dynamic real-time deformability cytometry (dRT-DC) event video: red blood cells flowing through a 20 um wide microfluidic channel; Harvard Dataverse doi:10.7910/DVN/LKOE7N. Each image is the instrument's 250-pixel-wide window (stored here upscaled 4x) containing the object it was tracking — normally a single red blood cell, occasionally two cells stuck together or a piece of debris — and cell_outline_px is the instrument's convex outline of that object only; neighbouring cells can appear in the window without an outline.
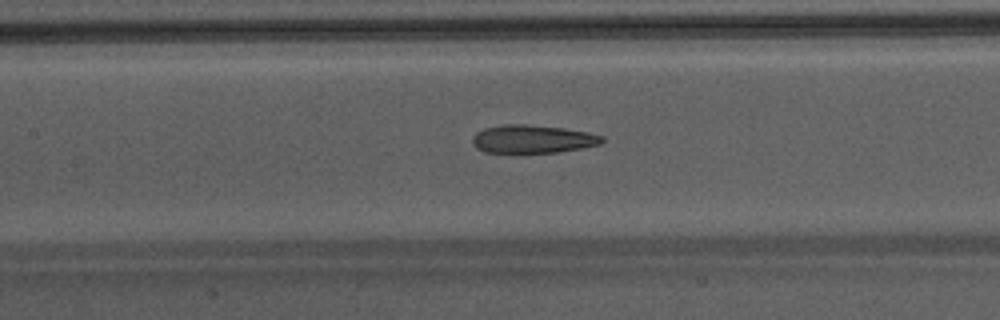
{"species": "Egyptian fruit bat (a non-hibernating species)", "species_latin": "Rousettus aegyptiacus", "temperature_condition": "warm", "stored_images_in_passage": 40, "camera_frame_rate_fps": 3000, "um_per_image_px": 0.085, "animal": {"sex": "male"}, "frame": {"image": 1, "passage_image": 16, "time_ms": 5.0, "image_size_px": [1000, 320], "cell_outline_px": [[604, 140], [600, 144], [584, 148], [560, 152], [484, 152], [476, 148], [472, 144], [472, 136], [476, 132], [484, 128], [504, 124], [524, 124], [564, 128], [588, 132], [604, 136]], "centroid_in_image_um": [45.27, 11.81], "position_along_channel_um": 162.1, "area_um2": 21.39}}
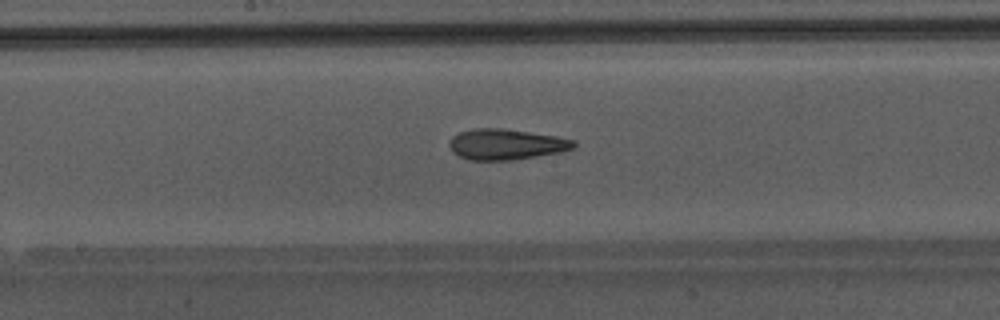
{"frame": {"image": 2, "passage_image": 19, "time_ms": 6.0, "image_size_px": [1000, 320], "cell_outline_px": [[576, 148], [560, 152], [512, 160], [468, 160], [452, 152], [448, 144], [452, 136], [460, 132], [472, 128], [504, 128], [556, 136], [576, 140]], "centroid_in_image_um": [43.02, 12.26], "position_along_channel_um": 205.2, "area_um2": 22.43}}
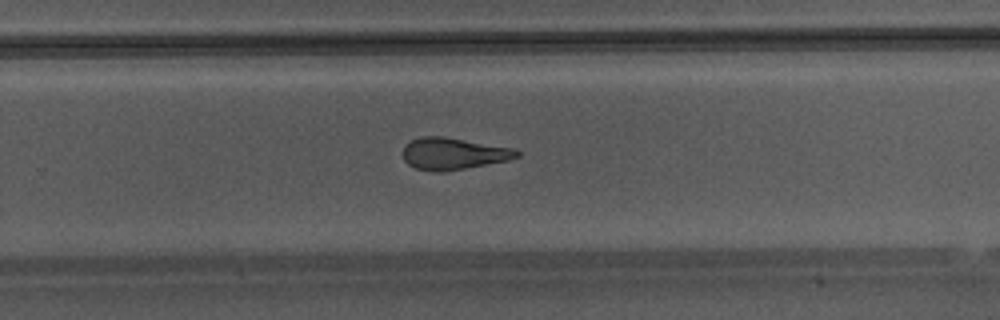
{"frame": {"image": 3, "passage_image": 25, "time_ms": 8.0, "image_size_px": [1000, 320], "cell_outline_px": [[520, 156], [508, 160], [444, 172], [432, 172], [416, 168], [408, 164], [404, 160], [404, 144], [420, 136], [444, 136], [512, 148], [520, 152]], "centroid_in_image_um": [38.51, 13.06], "position_along_channel_um": 291.3, "area_um2": 21.1}, "authors_computed_cell_mechanics": {"area_um2": 22.1952, "velocity_mm_per_s": 4.3217, "shape_relaxation_time_tau1_ms": null, "shape_relaxation_time_tau2_ms": 2.3804, "deformation_change_tau1": null, "deformation_change_tau2": 0.1161}}